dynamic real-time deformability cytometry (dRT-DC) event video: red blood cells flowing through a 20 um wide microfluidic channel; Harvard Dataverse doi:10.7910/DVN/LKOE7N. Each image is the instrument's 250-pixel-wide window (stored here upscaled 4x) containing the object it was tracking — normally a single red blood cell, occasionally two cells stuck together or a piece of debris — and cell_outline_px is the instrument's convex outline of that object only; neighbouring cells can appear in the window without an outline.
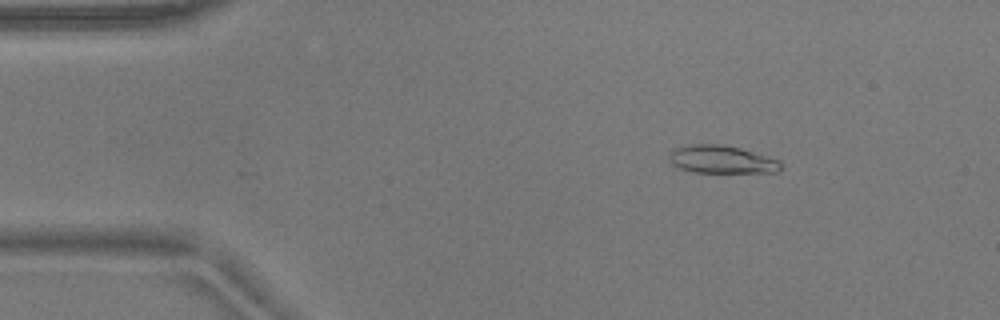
{"species": "common noctule bat (a hibernating species)", "species_latin": "Nyctalus noctula", "temperature_condition": "warm", "stored_images_in_passage": 11, "camera_frame_rate_fps": 3000, "um_per_image_px": 0.085, "animal": {"sex": "male", "body_mass_g": 17.9}, "frame": {"image": 1, "passage_image": 4, "time_ms": 1.0, "image_size_px": [1000, 320], "cell_outline_px": [[780, 172], [692, 172], [680, 168], [672, 164], [668, 156], [676, 148], [688, 144], [720, 144], [740, 148], [780, 160]], "centroid_in_image_um": [61.33, 13.55], "position_along_channel_um": 23.7, "area_um2": 17.98}}